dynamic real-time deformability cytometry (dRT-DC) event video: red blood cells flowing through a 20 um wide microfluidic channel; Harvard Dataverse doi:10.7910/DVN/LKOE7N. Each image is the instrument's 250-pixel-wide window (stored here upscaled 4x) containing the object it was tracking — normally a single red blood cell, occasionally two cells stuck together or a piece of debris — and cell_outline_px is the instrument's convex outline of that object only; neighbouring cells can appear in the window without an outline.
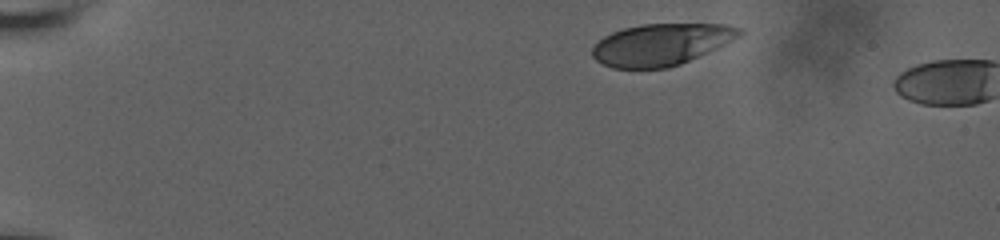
{"species": "human", "species_latin": "Homo sapiens", "temperature_condition": "room temperature", "stored_images_in_passage": 2, "camera_frame_rate_fps": 3000, "um_per_image_px": 0.085, "donor": {"sex": "male"}, "frame": {"image": 1, "passage_image": 1, "time_ms": 0.0, "image_size_px": [1000, 240], "cell_outline_px": [[744, 32], [740, 36], [724, 44], [680, 64], [668, 68], [612, 68], [596, 60], [592, 56], [592, 48], [604, 36], [612, 32], [624, 28], [644, 24], [728, 24], [740, 28]], "centroid_in_image_um": [56.19, 3.77], "position_along_channel_um": 28.8, "area_um2": 35.43}}